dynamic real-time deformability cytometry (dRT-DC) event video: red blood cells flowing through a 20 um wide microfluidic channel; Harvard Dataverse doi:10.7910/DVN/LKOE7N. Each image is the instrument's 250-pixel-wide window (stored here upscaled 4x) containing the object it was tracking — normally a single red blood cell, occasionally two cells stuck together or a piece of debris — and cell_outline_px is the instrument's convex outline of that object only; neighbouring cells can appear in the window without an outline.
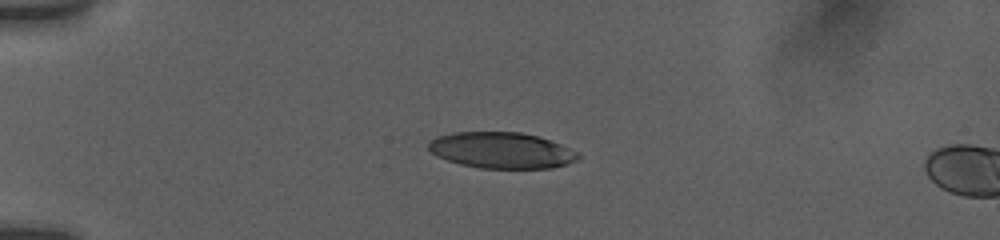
{"species": "human", "species_latin": "Homo sapiens", "temperature_condition": "room temperature", "stored_images_in_passage": 6, "camera_frame_rate_fps": 3000, "um_per_image_px": 0.085, "donor": {"sex": "female"}, "frame": {"image": 1, "passage_image": 4, "time_ms": 3.333, "image_size_px": [1000, 240], "cell_outline_px": [[580, 156], [576, 160], [568, 164], [552, 168], [480, 168], [460, 164], [436, 156], [428, 148], [428, 144], [436, 136], [452, 132], [520, 132], [536, 136], [560, 144], [576, 152]], "centroid_in_image_um": [42.6, 12.78], "position_along_channel_um": 42.4, "area_um2": 31.27}}